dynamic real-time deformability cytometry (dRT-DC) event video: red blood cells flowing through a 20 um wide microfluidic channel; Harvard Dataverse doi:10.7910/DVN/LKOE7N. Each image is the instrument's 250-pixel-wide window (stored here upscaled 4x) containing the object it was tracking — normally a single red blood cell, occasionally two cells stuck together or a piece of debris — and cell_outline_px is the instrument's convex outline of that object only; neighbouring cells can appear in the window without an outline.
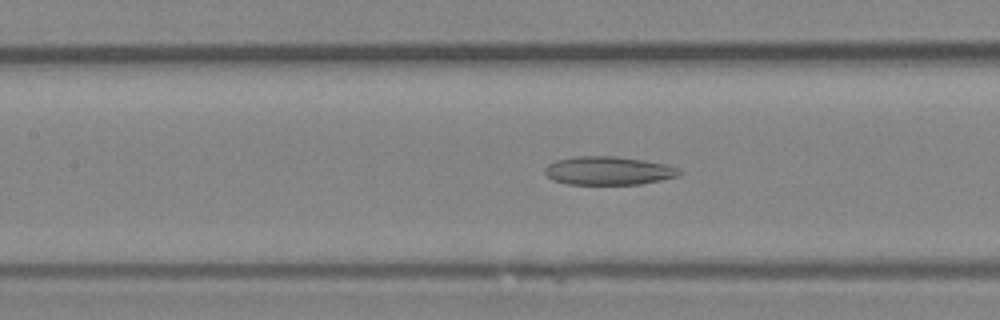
{"species": "Egyptian fruit bat (a non-hibernating species)", "species_latin": "Rousettus aegyptiacus", "temperature_condition": "room temperature", "stored_images_in_passage": 42, "camera_frame_rate_fps": 3000, "um_per_image_px": 0.085, "animal": {"sex": "female"}, "frame": {"image": 1, "passage_image": 16, "time_ms": 5.0, "image_size_px": [1000, 320], "cell_outline_px": [[680, 176], [640, 184], [568, 184], [552, 180], [544, 172], [544, 168], [548, 164], [556, 160], [576, 156], [616, 156], [644, 160], [664, 164], [680, 168]], "centroid_in_image_um": [51.7, 14.5], "position_along_channel_um": 155.7, "area_um2": 22.31}}
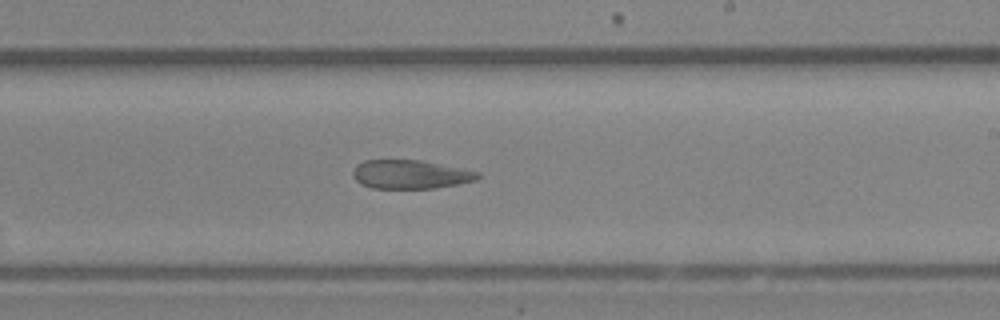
{"frame": {"image": 2, "passage_image": 23, "time_ms": 7.333, "image_size_px": [1000, 320], "cell_outline_px": [[480, 176], [476, 180], [456, 184], [432, 188], [372, 188], [360, 184], [352, 176], [352, 172], [356, 164], [364, 160], [420, 160], [480, 172]], "centroid_in_image_um": [34.83, 14.82], "position_along_channel_um": 254.2, "area_um2": 20.81}}
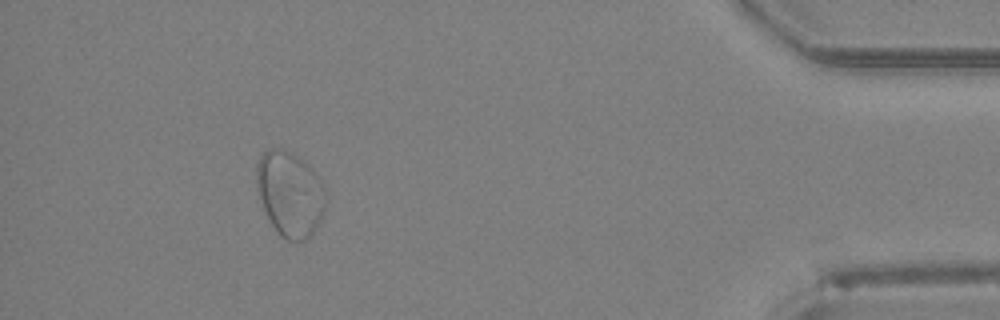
{"frame": {"image": 3, "passage_image": 38, "time_ms": 12.333, "image_size_px": [1000, 320], "cell_outline_px": [[324, 208], [320, 220], [312, 232], [304, 240], [288, 240], [280, 236], [276, 232], [264, 208], [256, 184], [256, 164], [260, 156], [268, 148], [280, 148], [304, 160], [312, 168], [320, 180], [324, 188]], "centroid_in_image_um": [24.62, 16.45], "position_along_channel_um": 410.6, "area_um2": 33.76}, "authors_computed_cell_mechanics": {"area_um2": 27.7151, "velocity_mm_per_s": 4.2608, "shape_relaxation_time_tau1_ms": null, "shape_relaxation_time_tau2_ms": 4.3471, "deformation_change_tau1": null, "deformation_change_tau2": 0.1077}}